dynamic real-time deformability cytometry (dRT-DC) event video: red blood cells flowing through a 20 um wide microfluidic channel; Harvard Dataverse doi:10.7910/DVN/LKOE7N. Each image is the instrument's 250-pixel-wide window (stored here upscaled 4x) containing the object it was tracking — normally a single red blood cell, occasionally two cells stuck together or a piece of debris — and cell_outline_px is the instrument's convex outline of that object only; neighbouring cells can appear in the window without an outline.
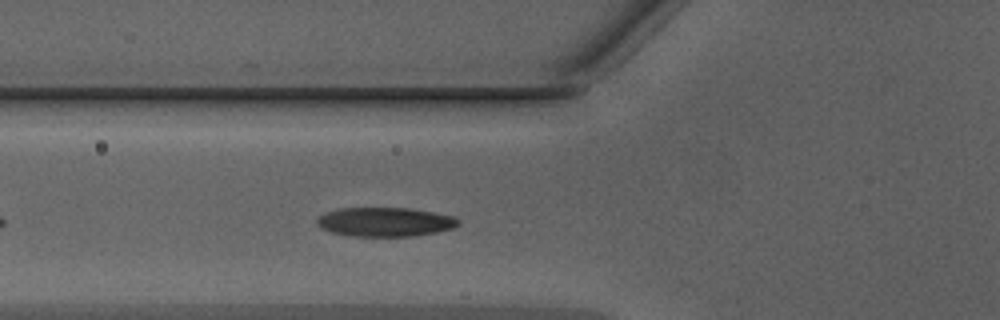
{"species": "Egyptian fruit bat (a non-hibernating species)", "species_latin": "Rousettus aegyptiacus", "temperature_condition": "warm", "stored_images_in_passage": 18, "camera_frame_rate_fps": 3000, "um_per_image_px": 0.085, "animal": {"sex": "male"}, "frame": {"image": 1, "passage_image": 6, "time_ms": 1.667, "image_size_px": [1000, 320], "cell_outline_px": [[460, 224], [452, 228], [436, 232], [416, 236], [356, 236], [332, 232], [320, 228], [316, 224], [316, 220], [320, 216], [328, 212], [340, 208], [408, 208], [432, 212], [452, 216], [460, 220]], "centroid_in_image_um": [32.73, 18.86], "position_along_channel_um": 93.1, "area_um2": 23.81}}
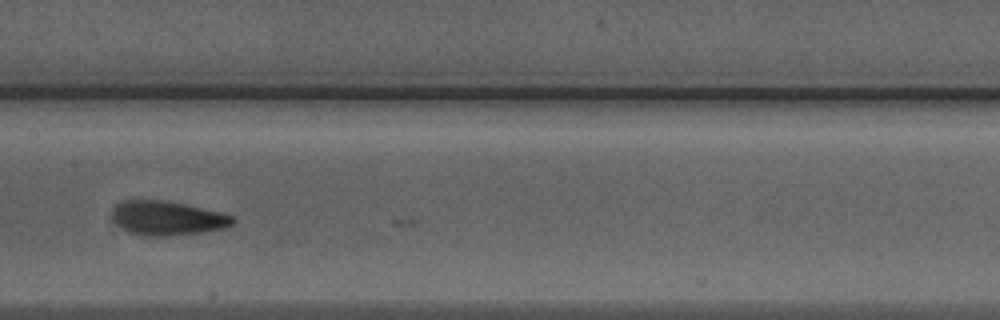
{"frame": {"image": 2, "passage_image": 13, "time_ms": 4.0, "image_size_px": [1000, 320], "cell_outline_px": [[236, 220], [232, 224], [224, 228], [200, 232], [164, 236], [140, 236], [128, 232], [116, 224], [112, 220], [112, 208], [116, 204], [124, 200], [164, 200], [224, 212], [232, 216]], "centroid_in_image_um": [14.19, 18.54], "position_along_channel_um": 193.2, "area_um2": 24.22}}
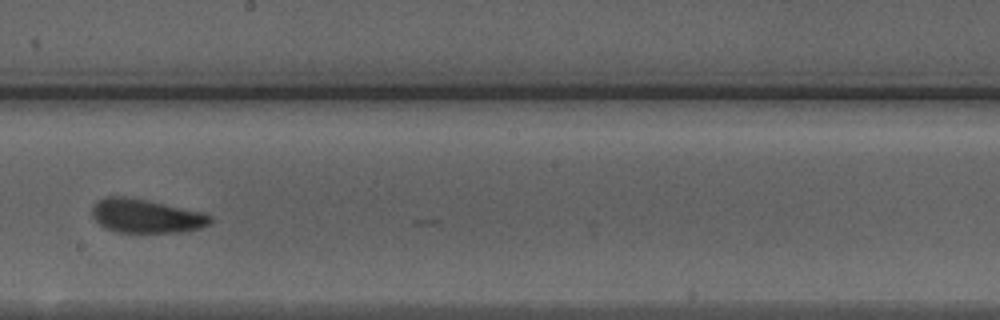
{"frame": {"image": 3, "passage_image": 16, "time_ms": 5.0, "image_size_px": [1000, 320], "cell_outline_px": [[212, 220], [208, 224], [200, 228], [184, 232], [116, 232], [104, 228], [92, 216], [92, 204], [108, 196], [124, 196], [204, 212], [212, 216]], "centroid_in_image_um": [12.41, 18.37], "position_along_channel_um": 235.8, "area_um2": 23.18}}